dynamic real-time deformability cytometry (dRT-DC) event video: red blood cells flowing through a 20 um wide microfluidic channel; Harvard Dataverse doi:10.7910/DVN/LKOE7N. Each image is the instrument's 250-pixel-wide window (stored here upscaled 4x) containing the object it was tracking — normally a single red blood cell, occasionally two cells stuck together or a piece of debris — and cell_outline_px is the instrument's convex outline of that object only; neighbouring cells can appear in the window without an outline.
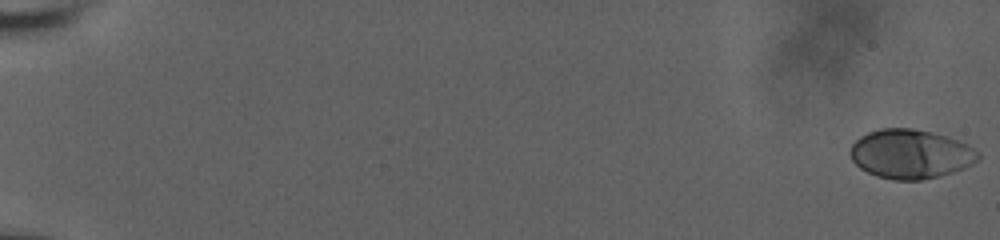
{"species": "human", "species_latin": "Homo sapiens", "temperature_condition": "room temperature", "stored_images_in_passage": 61, "camera_frame_rate_fps": 3000, "um_per_image_px": 0.085, "donor": {"sex": "male"}, "frame": {"image": 1, "passage_image": 1, "time_ms": 0.0, "image_size_px": [1000, 240], "cell_outline_px": [[980, 156], [972, 164], [964, 168], [952, 172], [920, 180], [892, 180], [876, 176], [860, 168], [852, 160], [848, 152], [852, 144], [860, 136], [868, 132], [880, 128], [912, 128], [932, 132], [968, 144], [980, 152]], "centroid_in_image_um": [77.37, 13.08], "position_along_channel_um": 7.6, "area_um2": 36.65}}
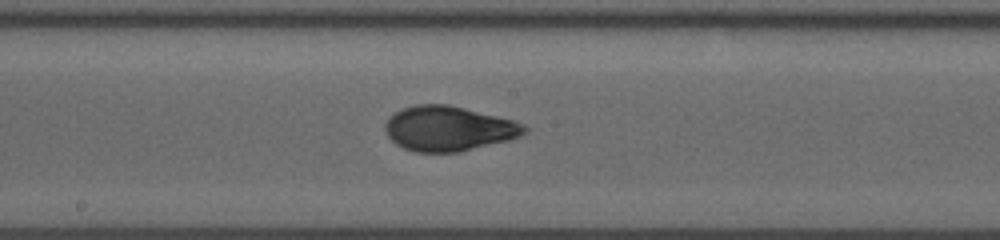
{"frame": {"image": 2, "passage_image": 36, "time_ms": 11.667, "image_size_px": [1000, 240], "cell_outline_px": [[528, 132], [520, 136], [508, 140], [460, 152], [416, 152], [404, 148], [396, 144], [388, 136], [384, 128], [384, 124], [396, 112], [404, 108], [416, 104], [448, 104], [516, 120], [524, 124], [528, 128]], "centroid_in_image_um": [38.17, 10.92], "position_along_channel_um": 210.0, "area_um2": 36.47}}
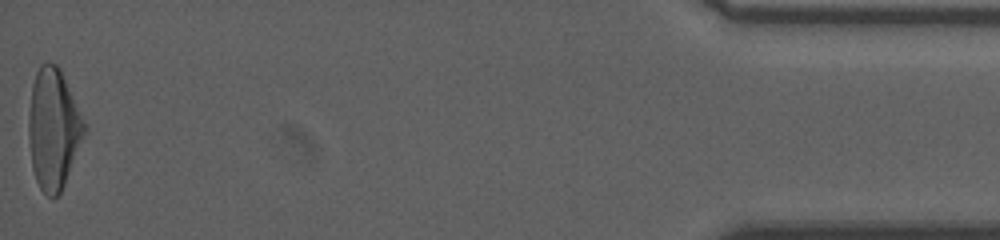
{"frame": {"image": 3, "passage_image": 61, "time_ms": 20.0, "image_size_px": [1000, 240], "cell_outline_px": [[88, 128], [64, 184], [60, 192], [52, 200], [40, 188], [36, 180], [32, 168], [28, 136], [28, 120], [32, 84], [36, 72], [40, 64], [56, 64], [60, 68], [88, 124]], "centroid_in_image_um": [4.56, 10.94], "position_along_channel_um": 430.6, "area_um2": 39.48}, "authors_computed_cell_mechanics": {"area_um2": 35.836, "velocity_mm_per_s": 3.6632, "shape_relaxation_time_tau1_ms": 4.4327, "shape_relaxation_time_tau2_ms": 1.004, "deformation_change_tau1": 0.1803, "deformation_change_tau2": 0.0567}}